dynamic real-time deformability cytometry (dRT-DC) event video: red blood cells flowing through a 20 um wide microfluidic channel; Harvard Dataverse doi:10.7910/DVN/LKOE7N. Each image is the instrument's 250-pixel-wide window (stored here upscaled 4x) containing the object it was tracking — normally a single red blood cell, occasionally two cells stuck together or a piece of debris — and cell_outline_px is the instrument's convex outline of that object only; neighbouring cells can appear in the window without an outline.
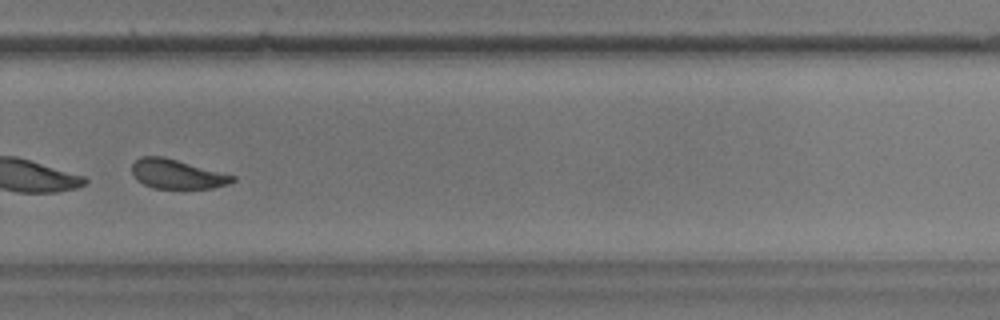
{"species": "common noctule bat (a hibernating species)", "species_latin": "Nyctalus noctula", "temperature_condition": "warm", "stored_images_in_passage": 53, "segment_of_instrument_passage": [2, 2], "camera_frame_rate_fps": 3000, "um_per_image_px": 0.085, "animal": {"sex": "male", "body_mass_g": 17.9}, "frame": {"image": 1, "passage_image": 37, "time_ms": 12.0, "image_size_px": [1000, 320], "cell_outline_px": [[236, 180], [228, 184], [212, 188], [152, 188], [136, 180], [132, 172], [132, 164], [140, 156], [164, 156], [236, 176]], "centroid_in_image_um": [15.03, 14.79], "position_along_channel_um": 314.8, "area_um2": 17.22}}